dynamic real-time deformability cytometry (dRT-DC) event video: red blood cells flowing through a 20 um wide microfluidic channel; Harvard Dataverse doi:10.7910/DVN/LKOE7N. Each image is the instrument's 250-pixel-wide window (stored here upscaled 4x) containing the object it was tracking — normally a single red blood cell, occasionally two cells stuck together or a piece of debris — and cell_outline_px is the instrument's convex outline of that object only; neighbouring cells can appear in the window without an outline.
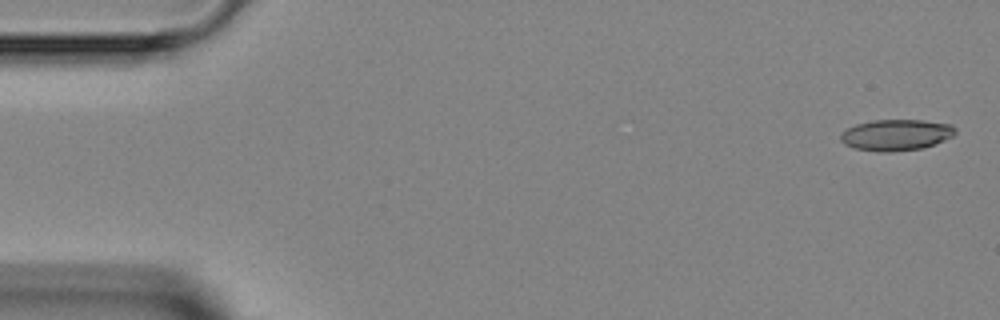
{"species": "Egyptian fruit bat (a non-hibernating species)", "species_latin": "Rousettus aegyptiacus", "temperature_condition": "room temperature", "stored_images_in_passage": 5, "camera_frame_rate_fps": 3000, "um_per_image_px": 0.085, "animal": {"sex": "female"}, "frame": {"image": 1, "passage_image": 5, "time_ms": 5.0, "image_size_px": [1000, 320], "cell_outline_px": [[956, 132], [952, 136], [944, 140], [920, 148], [892, 152], [876, 152], [852, 148], [844, 144], [840, 140], [840, 132], [856, 124], [872, 120], [924, 120], [952, 124], [956, 128]], "centroid_in_image_um": [76.13, 11.47], "position_along_channel_um": 8.9, "area_um2": 20.98}}